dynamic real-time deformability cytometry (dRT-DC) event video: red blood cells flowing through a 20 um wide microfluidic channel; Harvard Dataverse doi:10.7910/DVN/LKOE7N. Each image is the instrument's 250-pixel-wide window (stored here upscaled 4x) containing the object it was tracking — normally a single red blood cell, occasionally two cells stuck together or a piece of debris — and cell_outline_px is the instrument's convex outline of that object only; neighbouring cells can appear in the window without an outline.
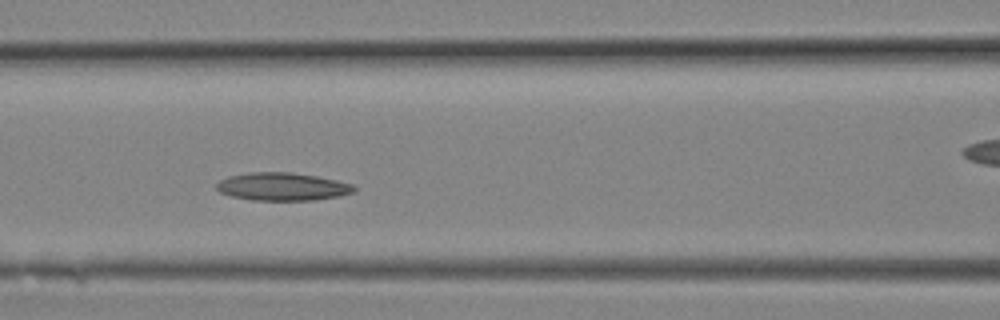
{"species": "Egyptian fruit bat (a non-hibernating species)", "species_latin": "Rousettus aegyptiacus", "temperature_condition": "room temperature", "stored_images_in_passage": 8, "segment_of_instrument_passage": [1, 2], "camera_frame_rate_fps": 3000, "um_per_image_px": 0.085, "animal": {"sex": "female"}, "frame": {"image": 1, "passage_image": 6, "time_ms": 1.667, "image_size_px": [1000, 320], "cell_outline_px": [[356, 192], [340, 196], [316, 200], [252, 200], [232, 196], [220, 192], [216, 188], [216, 184], [220, 180], [228, 176], [248, 172], [292, 172], [316, 176], [336, 180], [352, 184], [356, 188]], "centroid_in_image_um": [24.02, 15.86], "position_along_channel_um": 142.6, "area_um2": 22.48}}
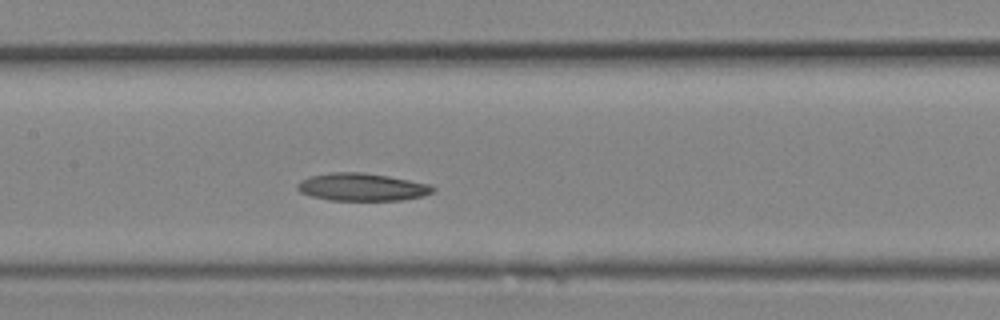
{"frame": {"image": 2, "passage_image": 7, "time_ms": 2.0, "image_size_px": [1000, 320], "cell_outline_px": [[436, 192], [404, 200], [328, 200], [312, 196], [300, 192], [296, 188], [296, 184], [300, 180], [308, 176], [332, 172], [364, 172], [388, 176], [428, 184], [436, 188]], "centroid_in_image_um": [30.73, 15.89], "position_along_channel_um": 176.7, "area_um2": 21.91}}